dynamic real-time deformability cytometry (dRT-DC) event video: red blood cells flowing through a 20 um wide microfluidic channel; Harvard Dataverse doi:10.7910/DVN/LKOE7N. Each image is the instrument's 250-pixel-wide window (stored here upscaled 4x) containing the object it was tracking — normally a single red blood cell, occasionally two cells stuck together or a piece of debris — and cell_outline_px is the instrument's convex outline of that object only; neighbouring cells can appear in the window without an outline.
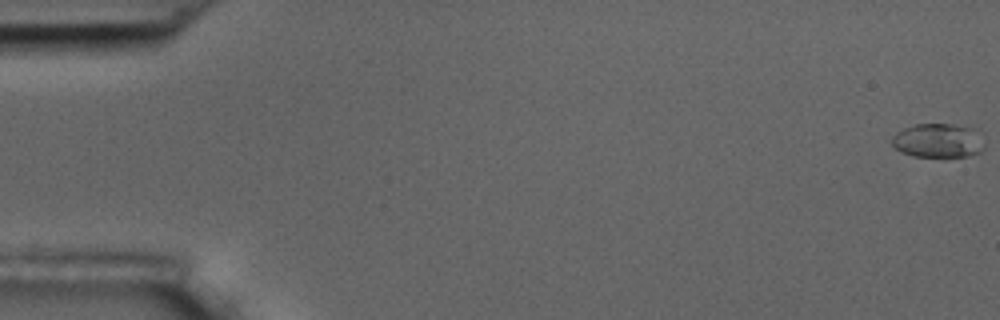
{"species": "common noctule bat (a hibernating species)", "species_latin": "Nyctalus noctula", "temperature_condition": "room temperature", "stored_images_in_passage": 57, "camera_frame_rate_fps": 3000, "um_per_image_px": 0.085, "animal": {"sex": "male", "body_mass_g": 17.5, "forearm_length_mm": 52.3}, "frame": {"image": 1, "passage_image": 1, "time_ms": 0.0, "image_size_px": [1000, 320], "cell_outline_px": [[984, 148], [980, 152], [968, 156], [912, 156], [900, 152], [892, 144], [892, 136], [896, 132], [904, 128], [916, 124], [952, 124], [972, 128], [984, 144]], "centroid_in_image_um": [79.69, 11.95], "position_along_channel_um": 5.3, "area_um2": 18.15}}
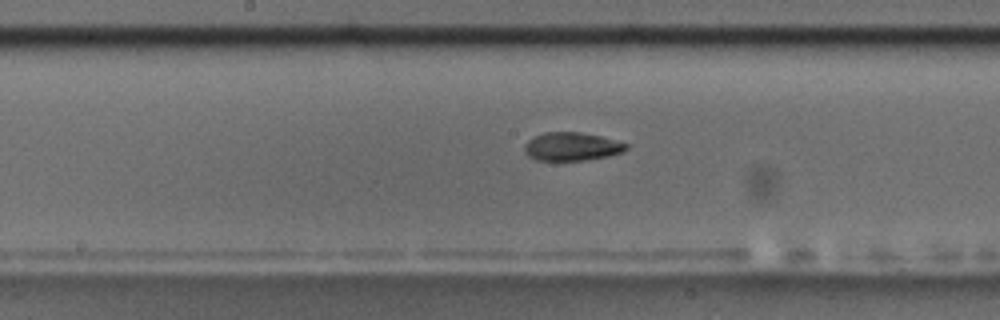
{"frame": {"image": 2, "passage_image": 30, "time_ms": 9.667, "image_size_px": [1000, 320], "cell_outline_px": [[628, 148], [624, 152], [608, 156], [584, 160], [536, 160], [528, 156], [524, 152], [524, 144], [528, 140], [544, 132], [580, 132], [600, 136], [628, 144]], "centroid_in_image_um": [48.59, 12.46], "position_along_channel_um": 199.6, "area_um2": 16.76}}
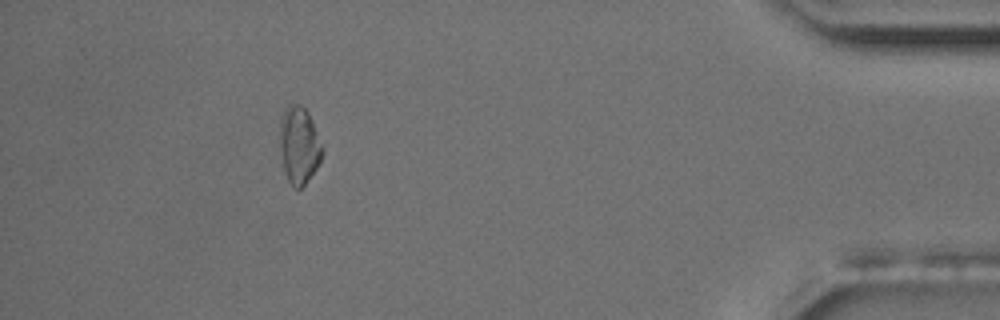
{"frame": {"image": 3, "passage_image": 52, "time_ms": 17.0, "image_size_px": [1000, 320], "cell_outline_px": [[324, 152], [316, 168], [304, 184], [300, 188], [296, 188], [288, 180], [284, 168], [280, 152], [280, 120], [284, 108], [288, 104], [300, 104], [308, 112], [312, 120]], "centroid_in_image_um": [25.41, 12.29], "position_along_channel_um": 409.8, "area_um2": 18.84}, "authors_computed_cell_mechanics": {"area_um2": 17.2244, "velocity_mm_per_s": 3.6138, "shape_relaxation_time_tau1_ms": 4.7013, "shape_relaxation_time_tau2_ms": 3.2801, "deformation_change_tau1": 0.1328, "deformation_change_tau2": 0.0715}}